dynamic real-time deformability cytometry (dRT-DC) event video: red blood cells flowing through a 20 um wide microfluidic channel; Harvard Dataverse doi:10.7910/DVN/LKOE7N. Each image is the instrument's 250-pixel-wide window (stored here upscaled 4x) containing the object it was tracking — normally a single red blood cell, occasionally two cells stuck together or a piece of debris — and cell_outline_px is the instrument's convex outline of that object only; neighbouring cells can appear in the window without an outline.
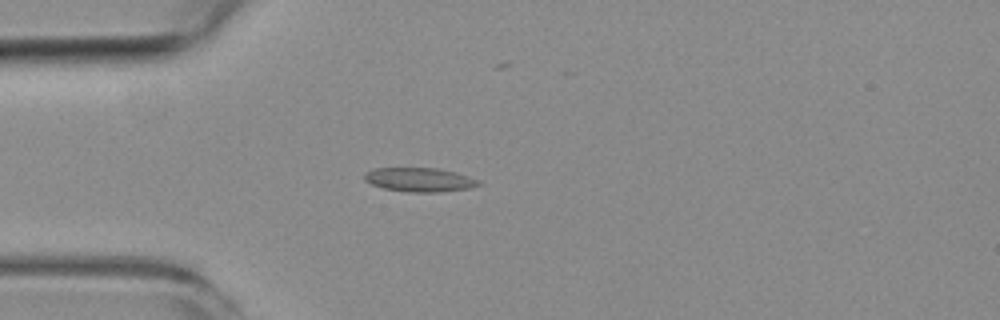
{"species": "common noctule bat (a hibernating species)", "species_latin": "Nyctalus noctula", "temperature_condition": "room temperature", "stored_images_in_passage": 4, "camera_frame_rate_fps": 3000, "um_per_image_px": 0.085, "animal": {"sex": "female", "body_mass_g": 19.3, "forearm_length_mm": 54.1}, "frame": {"image": 1, "passage_image": 4, "time_ms": 3.667, "image_size_px": [1000, 320], "cell_outline_px": [[484, 184], [468, 188], [440, 192], [408, 192], [384, 188], [372, 184], [364, 180], [364, 176], [372, 168], [440, 168], [456, 172], [480, 180]], "centroid_in_image_um": [35.71, 15.27], "position_along_channel_um": 49.3, "area_um2": 16.01}}